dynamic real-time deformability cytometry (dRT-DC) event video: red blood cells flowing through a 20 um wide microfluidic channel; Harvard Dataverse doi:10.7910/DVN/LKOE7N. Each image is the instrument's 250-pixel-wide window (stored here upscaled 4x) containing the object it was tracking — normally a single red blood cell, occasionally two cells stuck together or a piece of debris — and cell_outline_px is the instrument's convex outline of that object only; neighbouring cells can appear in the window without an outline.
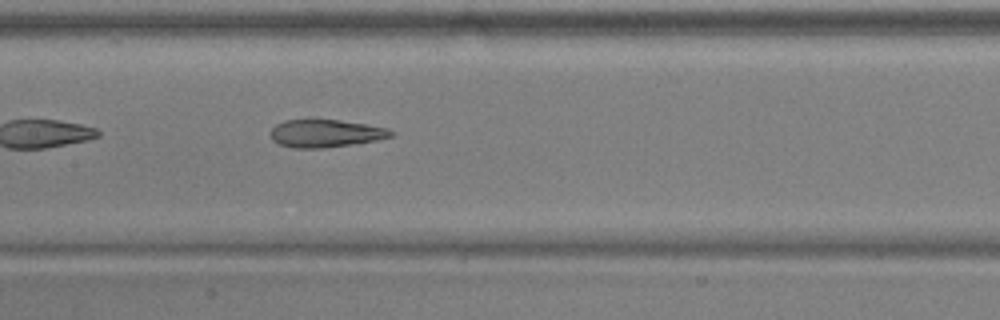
{"species": "common noctule bat (a hibernating species)", "species_latin": "Nyctalus noctula", "temperature_condition": "warm", "stored_images_in_passage": 32, "camera_frame_rate_fps": 3000, "um_per_image_px": 0.085, "animal": {"sex": "male", "body_mass_g": 17.9, "forearm_length_mm": 54.2}, "frame": {"image": 1, "passage_image": 10, "time_ms": 3.0, "image_size_px": [1000, 320], "cell_outline_px": [[396, 132], [392, 136], [376, 140], [356, 144], [324, 148], [296, 148], [280, 144], [272, 140], [268, 132], [276, 124], [284, 120], [336, 120], [364, 124], [388, 128]], "centroid_in_image_um": [27.66, 11.35], "position_along_channel_um": 179.7, "area_um2": 19.48}}
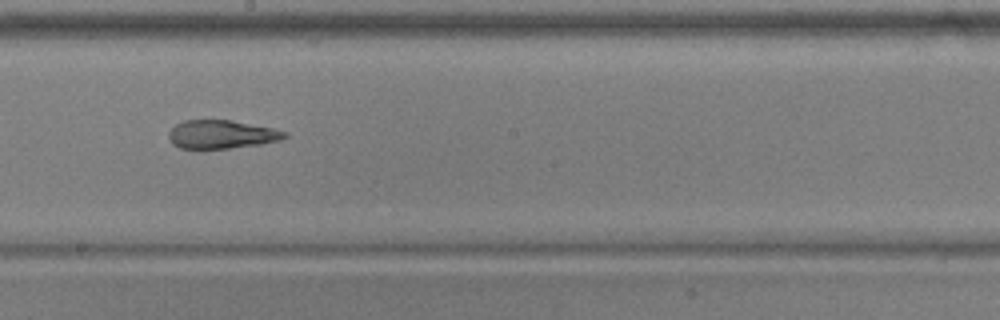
{"frame": {"image": 2, "passage_image": 14, "time_ms": 4.333, "image_size_px": [1000, 320], "cell_outline_px": [[288, 136], [280, 140], [260, 144], [228, 148], [180, 148], [172, 144], [168, 136], [168, 132], [176, 124], [184, 120], [228, 120], [272, 128], [288, 132]], "centroid_in_image_um": [18.82, 11.42], "position_along_channel_um": 229.4, "area_um2": 19.02}, "authors_computed_cell_mechanics": {"area_um2": 19.9121, "velocity_mm_per_s": 3.7415, "shape_relaxation_time_tau1_ms": null, "shape_relaxation_time_tau2_ms": 2.8315, "deformation_change_tau1": null, "deformation_change_tau2": 0.1284}}